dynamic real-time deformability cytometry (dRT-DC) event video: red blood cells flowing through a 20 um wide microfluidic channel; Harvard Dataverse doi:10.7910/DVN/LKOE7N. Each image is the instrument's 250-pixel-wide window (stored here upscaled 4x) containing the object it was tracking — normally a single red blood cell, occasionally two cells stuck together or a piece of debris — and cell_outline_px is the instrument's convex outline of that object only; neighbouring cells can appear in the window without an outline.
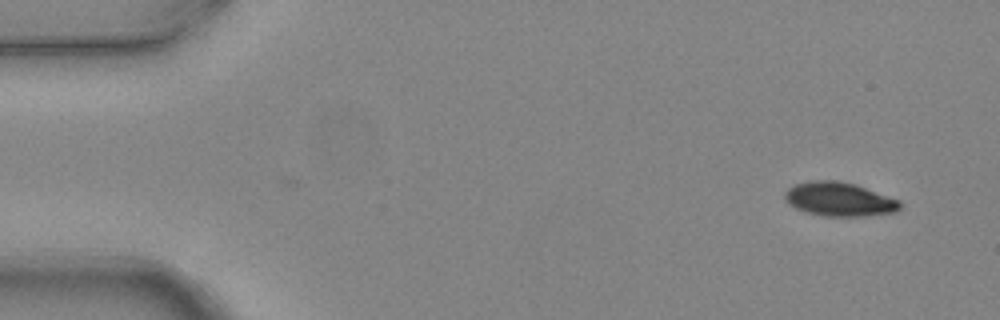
{"species": "common noctule bat (a hibernating species)", "species_latin": "Nyctalus noctula", "temperature_condition": "warm", "stored_images_in_passage": 5, "segment_of_instrument_passage": [1, 2], "camera_frame_rate_fps": 3000, "um_per_image_px": 0.085, "animal": {"sex": "female", "body_mass_g": 24.6, "forearm_length_mm": 56.2}, "frame": {"image": 1, "passage_image": 1, "time_ms": 0.0, "image_size_px": [1000, 320], "cell_outline_px": [[900, 208], [896, 212], [864, 216], [820, 216], [804, 212], [788, 204], [784, 200], [784, 192], [788, 188], [796, 184], [812, 180], [840, 180], [856, 184], [900, 200]], "centroid_in_image_um": [71.31, 16.93], "position_along_channel_um": 13.7, "area_um2": 23.06}}
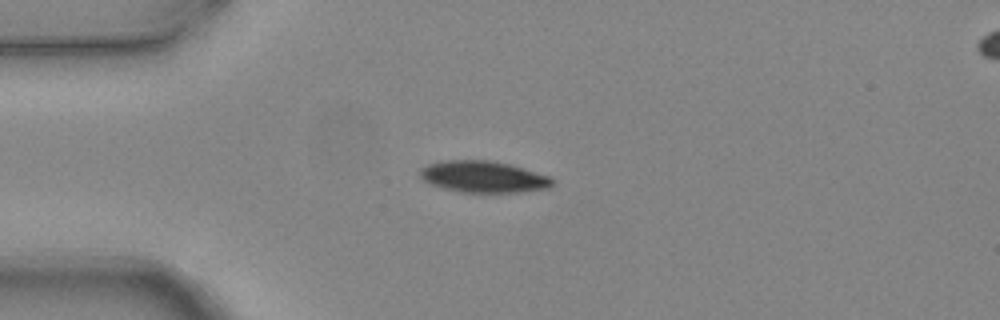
{"frame": {"image": 2, "passage_image": 4, "time_ms": 1.0, "image_size_px": [1000, 320], "cell_outline_px": [[556, 184], [548, 188], [520, 192], [460, 192], [444, 188], [432, 184], [424, 180], [420, 176], [420, 168], [428, 164], [448, 160], [492, 160], [512, 164], [552, 176], [556, 180]], "centroid_in_image_um": [41.18, 15.02], "position_along_channel_um": 43.8, "area_um2": 24.62}}